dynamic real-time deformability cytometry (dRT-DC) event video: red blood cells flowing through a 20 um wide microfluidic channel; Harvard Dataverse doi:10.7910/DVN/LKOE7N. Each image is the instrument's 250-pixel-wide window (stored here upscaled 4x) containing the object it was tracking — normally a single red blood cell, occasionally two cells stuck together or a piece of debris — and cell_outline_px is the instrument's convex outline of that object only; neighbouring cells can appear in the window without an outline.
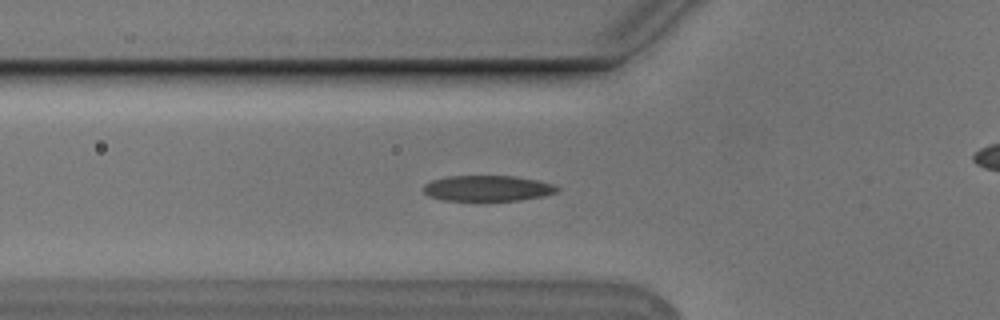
{"species": "Egyptian fruit bat (a non-hibernating species)", "species_latin": "Rousettus aegyptiacus", "temperature_condition": "cold", "stored_images_in_passage": 47, "camera_frame_rate_fps": 3000, "um_per_image_px": 0.085, "animal": {"sex": "male"}, "frame": {"image": 1, "passage_image": 18, "time_ms": 5.667, "image_size_px": [1000, 320], "cell_outline_px": [[560, 188], [556, 192], [544, 196], [520, 200], [476, 204], [444, 200], [428, 196], [420, 188], [424, 184], [432, 180], [448, 176], [516, 176], [556, 184]], "centroid_in_image_um": [41.4, 16.05], "position_along_channel_um": 84.4, "area_um2": 21.21}}
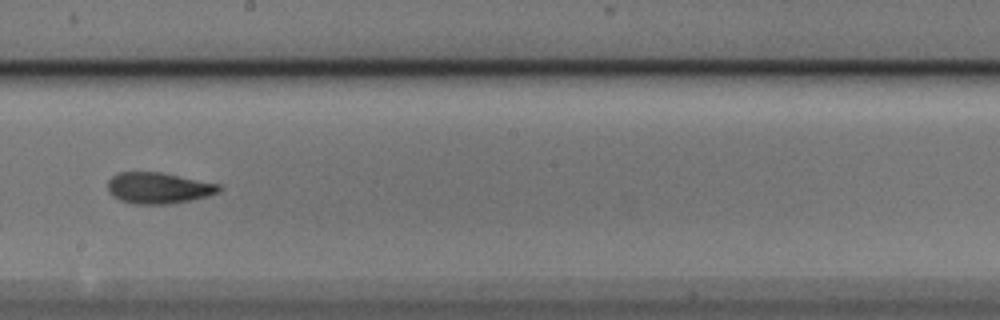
{"frame": {"image": 2, "passage_image": 30, "time_ms": 9.667, "image_size_px": [1000, 320], "cell_outline_px": [[224, 188], [220, 192], [208, 196], [192, 200], [168, 204], [136, 204], [120, 200], [112, 196], [108, 192], [108, 180], [116, 172], [160, 172], [220, 184]], "centroid_in_image_um": [13.48, 15.98], "position_along_channel_um": 234.7, "area_um2": 20.4}}
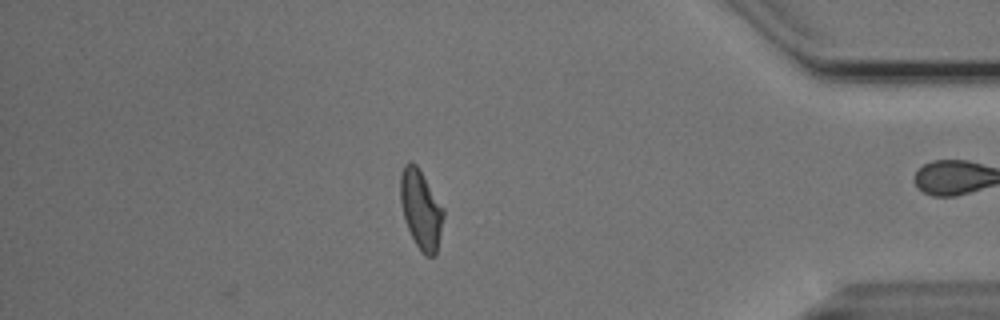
{"frame": {"image": 3, "passage_image": 46, "time_ms": 15.0, "image_size_px": [1000, 320], "cell_outline_px": [[444, 216], [436, 252], [432, 256], [424, 256], [420, 252], [408, 228], [404, 216], [400, 200], [400, 176], [404, 164], [412, 160], [416, 164], [444, 208]], "centroid_in_image_um": [35.77, 17.78], "position_along_channel_um": 399.4, "area_um2": 19.65}, "authors_computed_cell_mechanics": {"area_um2": 20.2878, "velocity_mm_per_s": 3.7543, "shape_relaxation_time_tau1_ms": 3.9763, "shape_relaxation_time_tau2_ms": 1.6866, "deformation_change_tau1": 0.1572, "deformation_change_tau2": 0.0801}}